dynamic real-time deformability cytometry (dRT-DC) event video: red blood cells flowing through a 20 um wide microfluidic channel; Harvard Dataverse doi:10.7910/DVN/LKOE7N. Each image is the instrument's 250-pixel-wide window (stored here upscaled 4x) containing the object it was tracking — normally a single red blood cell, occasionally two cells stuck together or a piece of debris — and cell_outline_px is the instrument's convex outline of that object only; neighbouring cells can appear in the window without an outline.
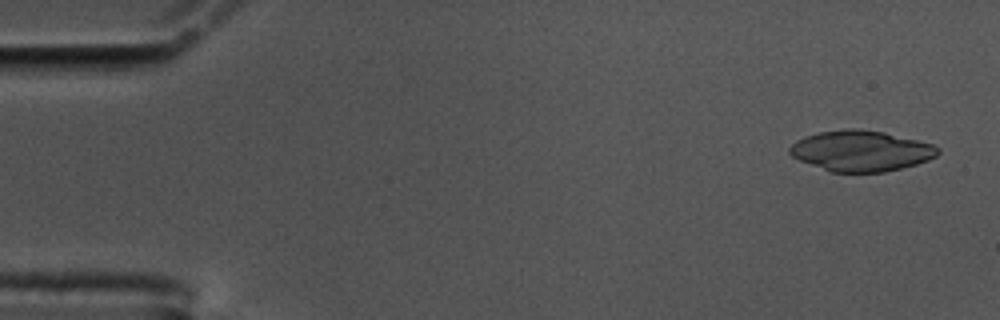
{"species": "common noctule bat (a hibernating species)", "species_latin": "Nyctalus noctula", "temperature_condition": "cold", "stored_images_in_passage": 58, "camera_frame_rate_fps": 3000, "um_per_image_px": 0.085, "animal": {"sex": "male", "body_mass_g": 17.5, "forearm_length_mm": 52.3}, "frame": {"image": 1, "passage_image": 3, "time_ms": 0.667, "image_size_px": [1000, 320], "cell_outline_px": [[940, 152], [936, 156], [928, 160], [916, 164], [884, 172], [832, 172], [800, 160], [792, 156], [788, 152], [788, 148], [796, 140], [804, 136], [820, 132], [848, 128], [860, 128], [884, 132], [932, 144], [940, 148]], "centroid_in_image_um": [73.18, 12.81], "position_along_channel_um": 11.8, "area_um2": 35.03}}
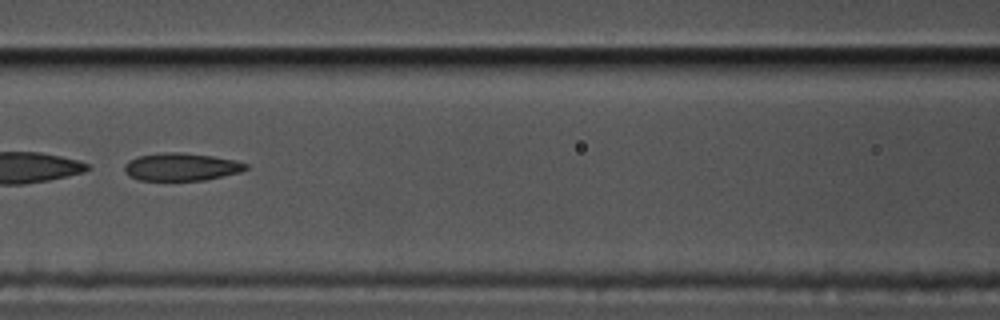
{"frame": {"image": 2, "passage_image": 26, "time_ms": 8.333, "image_size_px": [1000, 320], "cell_outline_px": [[248, 168], [240, 172], [204, 180], [140, 180], [128, 176], [124, 172], [124, 164], [128, 160], [140, 156], [164, 152], [184, 152], [212, 156], [236, 160], [248, 164]], "centroid_in_image_um": [15.39, 14.18], "position_along_channel_um": 151.2, "area_um2": 19.65}}
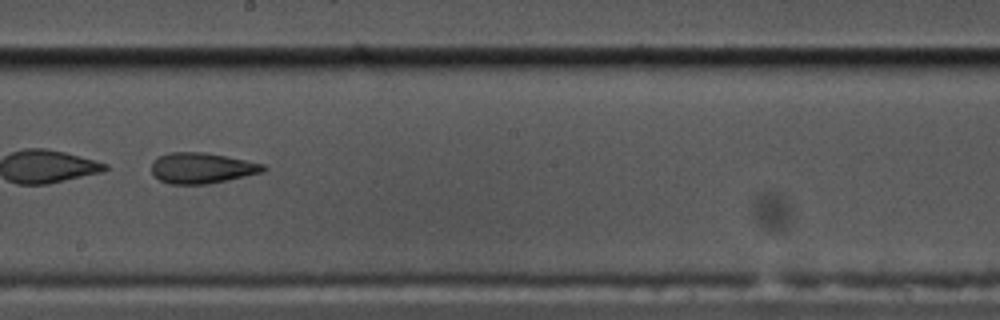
{"frame": {"image": 3, "passage_image": 33, "time_ms": 10.667, "image_size_px": [1000, 320], "cell_outline_px": [[268, 168], [264, 172], [228, 180], [208, 184], [168, 184], [152, 176], [152, 160], [168, 152], [204, 152], [264, 164]], "centroid_in_image_um": [17.13, 14.29], "position_along_channel_um": 231.1, "area_um2": 20.11}}